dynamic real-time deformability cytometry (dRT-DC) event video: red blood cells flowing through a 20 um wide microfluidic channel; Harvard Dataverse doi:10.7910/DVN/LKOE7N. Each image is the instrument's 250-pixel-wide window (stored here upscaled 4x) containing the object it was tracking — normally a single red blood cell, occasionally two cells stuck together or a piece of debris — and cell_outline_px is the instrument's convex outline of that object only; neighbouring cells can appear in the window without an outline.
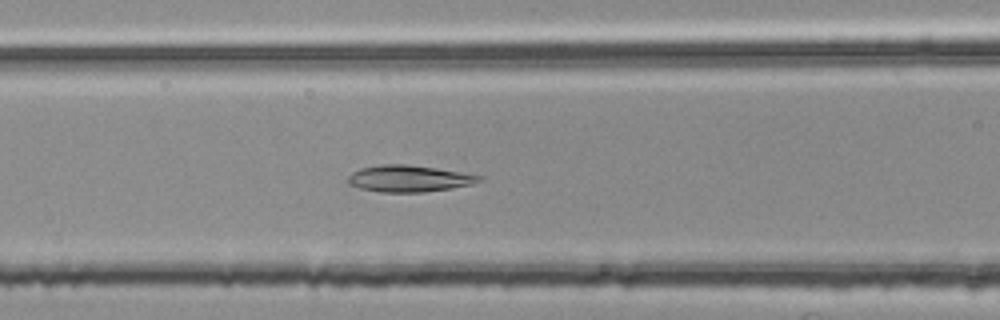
{"species": "common noctule bat (a hibernating species)", "species_latin": "Nyctalus noctula", "temperature_condition": "room temperature", "stored_images_in_passage": 43, "camera_frame_rate_fps": 3000, "um_per_image_px": 0.085, "animal": {"sex": "female", "body_mass_g": 25.1}, "frame": {"image": 1, "passage_image": 18, "time_ms": 5.667, "image_size_px": [1000, 320], "cell_outline_px": [[484, 176], [480, 180], [472, 184], [452, 188], [424, 192], [380, 192], [360, 188], [348, 184], [348, 176], [352, 172], [360, 168], [380, 164], [408, 164], [436, 168]], "centroid_in_image_um": [34.74, 15.17], "position_along_channel_um": 131.9, "area_um2": 20.35}}
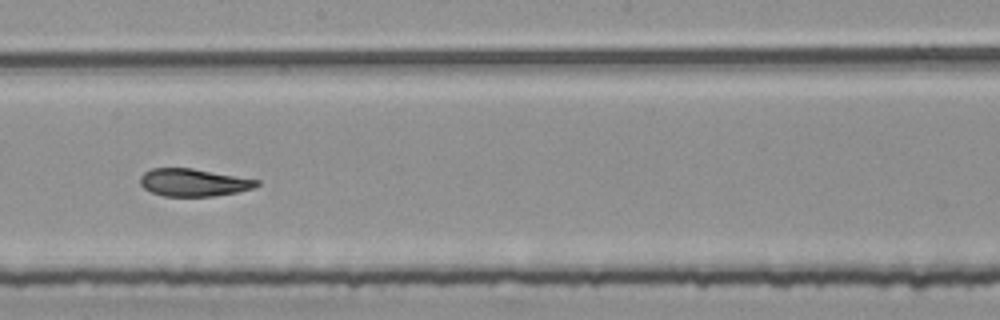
{"frame": {"image": 2, "passage_image": 26, "time_ms": 8.333, "image_size_px": [1000, 320], "cell_outline_px": [[260, 184], [252, 188], [236, 192], [212, 196], [164, 196], [152, 192], [144, 188], [140, 184], [140, 176], [144, 172], [152, 168], [192, 168], [260, 180]], "centroid_in_image_um": [16.43, 15.5], "position_along_channel_um": 231.8, "area_um2": 18.61}}
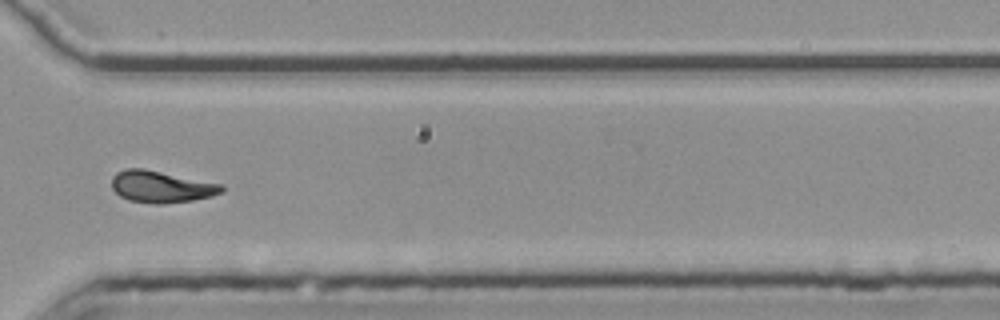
{"frame": {"image": 3, "passage_image": 36, "time_ms": 11.667, "image_size_px": [1000, 320], "cell_outline_px": [[224, 192], [212, 196], [192, 200], [160, 204], [156, 204], [128, 200], [120, 196], [112, 188], [112, 176], [116, 172], [124, 168], [144, 168], [224, 184]], "centroid_in_image_um": [13.72, 15.86], "position_along_channel_um": 356.9, "area_um2": 20.58}, "authors_computed_cell_mechanics": {"area_um2": 19.941, "velocity_mm_per_s": 3.767, "shape_relaxation_time_tau1_ms": 10.109, "shape_relaxation_time_tau2_ms": 1.9395, "deformation_change_tau1": 0.2499, "deformation_change_tau2": 0.0919}}